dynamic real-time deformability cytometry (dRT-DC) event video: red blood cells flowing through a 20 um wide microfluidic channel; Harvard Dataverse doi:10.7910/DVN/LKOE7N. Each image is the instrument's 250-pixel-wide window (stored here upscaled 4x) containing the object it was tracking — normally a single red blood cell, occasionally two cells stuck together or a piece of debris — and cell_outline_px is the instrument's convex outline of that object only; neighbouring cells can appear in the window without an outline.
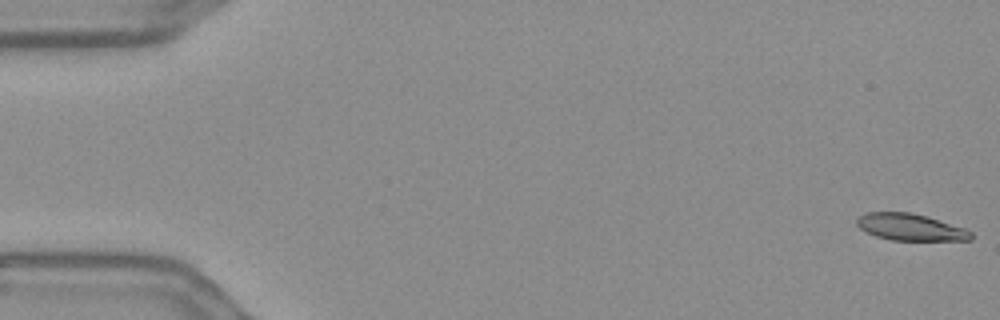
{"species": "Egyptian fruit bat (a non-hibernating species)", "species_latin": "Rousettus aegyptiacus", "temperature_condition": "warm", "stored_images_in_passage": 56, "camera_frame_rate_fps": 3000, "um_per_image_px": 0.085, "frame": {"image": 1, "passage_image": 1, "time_ms": 0.0, "image_size_px": [1000, 320], "cell_outline_px": [[972, 240], [892, 240], [876, 236], [860, 228], [856, 224], [856, 220], [864, 212], [912, 212], [928, 216], [964, 228], [972, 232]], "centroid_in_image_um": [77.38, 19.3], "position_along_channel_um": 7.6, "area_um2": 17.8}}
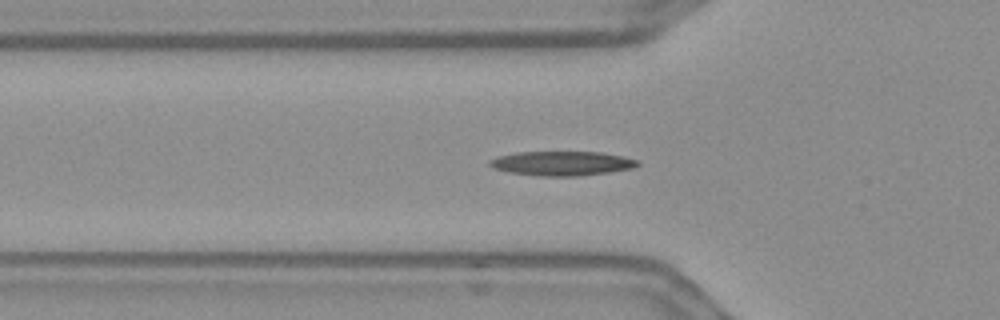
{"frame": {"image": 2, "passage_image": 19, "time_ms": 6.0, "image_size_px": [1000, 320], "cell_outline_px": [[640, 164], [636, 168], [580, 176], [536, 176], [508, 172], [492, 168], [488, 164], [488, 160], [496, 156], [516, 152], [600, 152], [624, 156], [640, 160]], "centroid_in_image_um": [47.76, 13.89], "position_along_channel_um": 78.0, "area_um2": 21.39}}
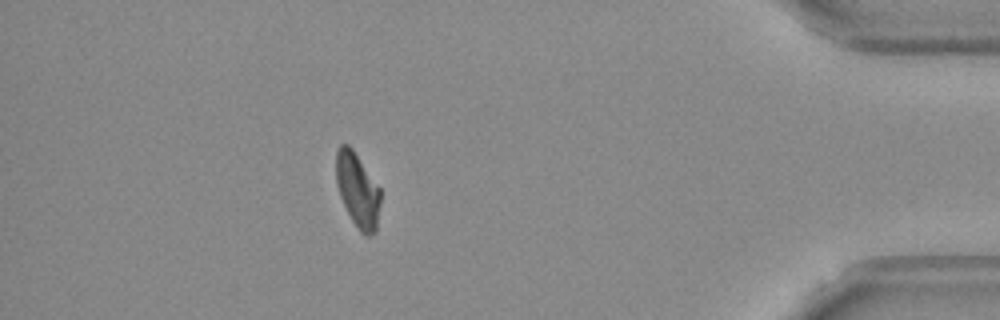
{"frame": {"image": 3, "passage_image": 50, "time_ms": 16.333, "image_size_px": [1000, 320], "cell_outline_px": [[380, 204], [376, 232], [372, 236], [364, 236], [360, 232], [352, 220], [340, 196], [336, 184], [336, 152], [340, 144], [348, 144], [352, 148], [380, 188]], "centroid_in_image_um": [30.4, 16.18], "position_along_channel_um": 404.8, "area_um2": 19.25}, "authors_computed_cell_mechanics": {"area_um2": 19.9121, "velocity_mm_per_s": 3.6212, "shape_relaxation_time_tau1_ms": 6.3372, "shape_relaxation_time_tau2_ms": 7.1527, "deformation_change_tau1": 0.1888, "deformation_change_tau2": 0.1467}}